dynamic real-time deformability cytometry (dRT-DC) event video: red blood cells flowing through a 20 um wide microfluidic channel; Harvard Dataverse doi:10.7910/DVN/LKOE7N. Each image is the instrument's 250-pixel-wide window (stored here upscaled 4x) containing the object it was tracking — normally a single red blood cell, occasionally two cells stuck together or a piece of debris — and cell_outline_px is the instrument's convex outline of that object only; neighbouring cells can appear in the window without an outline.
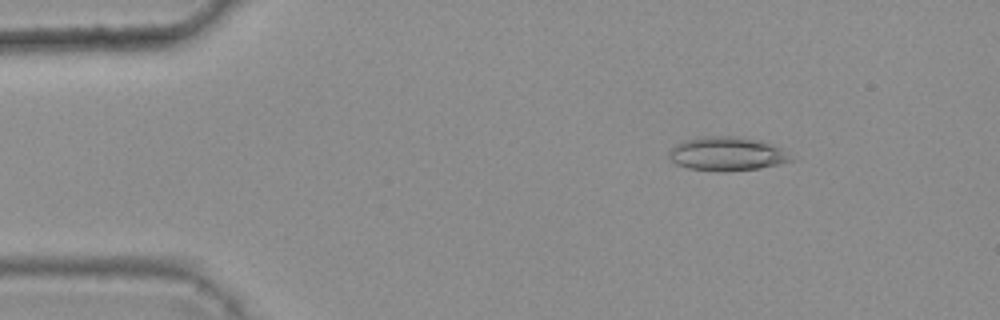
{"species": "common noctule bat (a hibernating species)", "species_latin": "Nyctalus noctula", "temperature_condition": "warm", "stored_images_in_passage": 6, "camera_frame_rate_fps": 3000, "um_per_image_px": 0.085, "animal": {"sex": "female", "body_mass_g": 25.1}, "frame": {"image": 1, "passage_image": 3, "time_ms": 0.667, "image_size_px": [1000, 320], "cell_outline_px": [[796, 160], [780, 164], [760, 168], [688, 168], [676, 164], [668, 156], [668, 152], [676, 144], [684, 140], [704, 136], [732, 136], [764, 140], [780, 148]], "centroid_in_image_um": [61.82, 13.01], "position_along_channel_um": 23.2, "area_um2": 23.18}}